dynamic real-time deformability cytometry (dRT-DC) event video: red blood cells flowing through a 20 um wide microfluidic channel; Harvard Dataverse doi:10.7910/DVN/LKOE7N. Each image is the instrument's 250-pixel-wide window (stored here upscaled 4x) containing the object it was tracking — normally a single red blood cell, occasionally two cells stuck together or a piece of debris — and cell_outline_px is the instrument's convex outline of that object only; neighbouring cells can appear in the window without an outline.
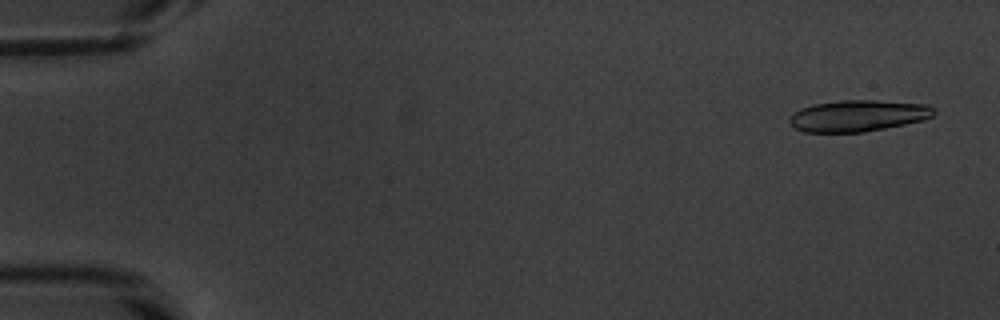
{"species": "common noctule bat (a hibernating species)", "species_latin": "Nyctalus noctula", "temperature_condition": "warm", "stored_images_in_passage": 20, "camera_frame_rate_fps": 3000, "um_per_image_px": 0.085, "animal": {"sex": "male", "body_mass_g": 20.1, "forearm_length_mm": 53.5}, "frame": {"image": 1, "passage_image": 3, "time_ms": 0.667, "image_size_px": [1000, 320], "cell_outline_px": [[936, 112], [932, 116], [924, 120], [864, 132], [804, 132], [796, 128], [788, 120], [800, 108], [812, 104], [840, 100], [876, 100], [928, 104]], "centroid_in_image_um": [72.95, 9.83], "position_along_channel_um": 12.1, "area_um2": 26.36}}